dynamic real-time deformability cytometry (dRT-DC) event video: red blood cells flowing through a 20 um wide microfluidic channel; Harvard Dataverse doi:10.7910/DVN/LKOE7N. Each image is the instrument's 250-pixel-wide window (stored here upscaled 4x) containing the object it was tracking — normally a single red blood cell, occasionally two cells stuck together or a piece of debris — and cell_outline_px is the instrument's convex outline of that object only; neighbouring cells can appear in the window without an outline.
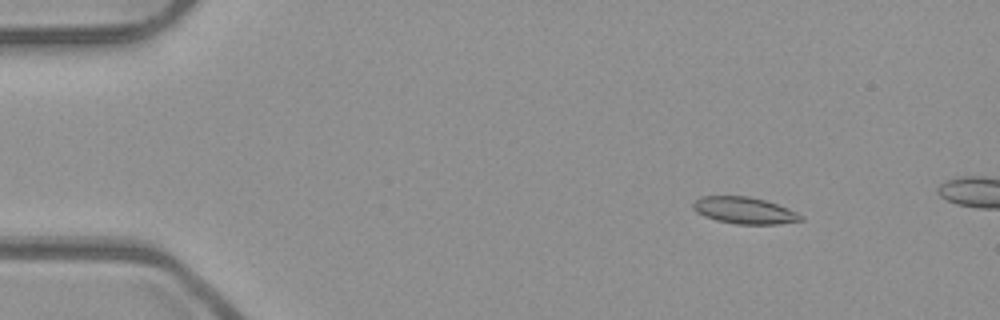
{"species": "common noctule bat (a hibernating species)", "species_latin": "Nyctalus noctula", "temperature_condition": "room temperature", "stored_images_in_passage": 8, "camera_frame_rate_fps": 3000, "um_per_image_px": 0.085, "animal": {"sex": "male", "body_mass_g": 23.1, "forearm_length_mm": 52.7}, "frame": {"image": 1, "passage_image": 2, "time_ms": 0.333, "image_size_px": [1000, 320], "cell_outline_px": [[804, 220], [776, 224], [736, 224], [716, 220], [704, 216], [696, 212], [692, 208], [692, 204], [700, 196], [748, 196], [764, 200], [788, 208], [804, 216]], "centroid_in_image_um": [63.26, 17.89], "position_along_channel_um": 21.7, "area_um2": 16.76}}